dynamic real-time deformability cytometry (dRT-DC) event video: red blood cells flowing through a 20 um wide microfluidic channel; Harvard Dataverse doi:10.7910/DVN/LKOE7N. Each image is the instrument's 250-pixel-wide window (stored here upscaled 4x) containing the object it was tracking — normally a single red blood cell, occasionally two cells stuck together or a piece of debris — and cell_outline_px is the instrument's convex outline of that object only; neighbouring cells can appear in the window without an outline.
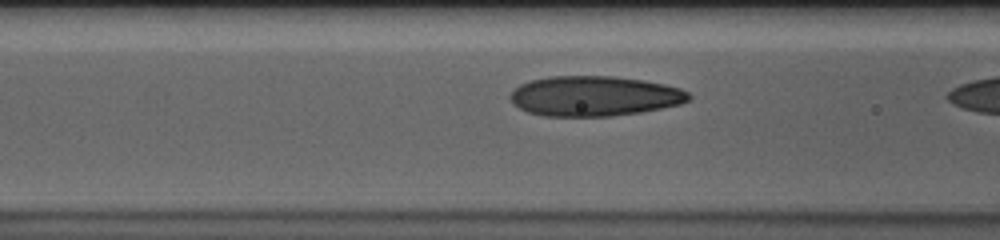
{"species": "human", "species_latin": "Homo sapiens", "temperature_condition": "cold", "stored_images_in_passage": 17, "camera_frame_rate_fps": 3000, "um_per_image_px": 0.085, "donor": {"sex": "male"}, "frame": {"image": 1, "passage_image": 15, "time_ms": 4.667, "image_size_px": [1000, 240], "cell_outline_px": [[692, 96], [688, 100], [680, 104], [640, 112], [612, 116], [544, 116], [528, 112], [512, 104], [508, 96], [520, 84], [532, 80], [548, 76], [612, 76], [644, 80], [664, 84], [680, 88], [688, 92]], "centroid_in_image_um": [50.5, 8.16], "position_along_channel_um": 116.1, "area_um2": 41.73}}